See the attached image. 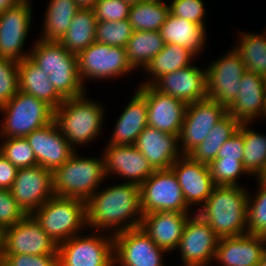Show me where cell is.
Returning <instances> with one entry per match:
<instances>
[{"mask_svg": "<svg viewBox=\"0 0 266 266\" xmlns=\"http://www.w3.org/2000/svg\"><path fill=\"white\" fill-rule=\"evenodd\" d=\"M18 168L0 154V188L10 189L15 181Z\"/></svg>", "mask_w": 266, "mask_h": 266, "instance_id": "cell-48", "label": "cell"}, {"mask_svg": "<svg viewBox=\"0 0 266 266\" xmlns=\"http://www.w3.org/2000/svg\"><path fill=\"white\" fill-rule=\"evenodd\" d=\"M31 215L40 227L60 244L87 226L86 201L54 195Z\"/></svg>", "mask_w": 266, "mask_h": 266, "instance_id": "cell-6", "label": "cell"}, {"mask_svg": "<svg viewBox=\"0 0 266 266\" xmlns=\"http://www.w3.org/2000/svg\"><path fill=\"white\" fill-rule=\"evenodd\" d=\"M114 264L121 266H165L162 253L143 228L137 227L113 235Z\"/></svg>", "mask_w": 266, "mask_h": 266, "instance_id": "cell-13", "label": "cell"}, {"mask_svg": "<svg viewBox=\"0 0 266 266\" xmlns=\"http://www.w3.org/2000/svg\"><path fill=\"white\" fill-rule=\"evenodd\" d=\"M26 215L11 195L10 190L0 188V231L16 224Z\"/></svg>", "mask_w": 266, "mask_h": 266, "instance_id": "cell-43", "label": "cell"}, {"mask_svg": "<svg viewBox=\"0 0 266 266\" xmlns=\"http://www.w3.org/2000/svg\"><path fill=\"white\" fill-rule=\"evenodd\" d=\"M0 154L17 168L37 165L33 149L25 137L3 139Z\"/></svg>", "mask_w": 266, "mask_h": 266, "instance_id": "cell-40", "label": "cell"}, {"mask_svg": "<svg viewBox=\"0 0 266 266\" xmlns=\"http://www.w3.org/2000/svg\"><path fill=\"white\" fill-rule=\"evenodd\" d=\"M116 122L108 145H134L138 135L148 126L146 98L138 90Z\"/></svg>", "mask_w": 266, "mask_h": 266, "instance_id": "cell-27", "label": "cell"}, {"mask_svg": "<svg viewBox=\"0 0 266 266\" xmlns=\"http://www.w3.org/2000/svg\"><path fill=\"white\" fill-rule=\"evenodd\" d=\"M79 76L84 83L91 79L115 78L134 70L126 54L125 47L109 46L94 42L77 54Z\"/></svg>", "mask_w": 266, "mask_h": 266, "instance_id": "cell-10", "label": "cell"}, {"mask_svg": "<svg viewBox=\"0 0 266 266\" xmlns=\"http://www.w3.org/2000/svg\"><path fill=\"white\" fill-rule=\"evenodd\" d=\"M143 214L159 211L189 213L181 186L171 168L155 170L140 185Z\"/></svg>", "mask_w": 266, "mask_h": 266, "instance_id": "cell-9", "label": "cell"}, {"mask_svg": "<svg viewBox=\"0 0 266 266\" xmlns=\"http://www.w3.org/2000/svg\"><path fill=\"white\" fill-rule=\"evenodd\" d=\"M97 0H75L80 8H93Z\"/></svg>", "mask_w": 266, "mask_h": 266, "instance_id": "cell-50", "label": "cell"}, {"mask_svg": "<svg viewBox=\"0 0 266 266\" xmlns=\"http://www.w3.org/2000/svg\"><path fill=\"white\" fill-rule=\"evenodd\" d=\"M86 213L88 227L98 232L105 229L110 232L111 229L115 230L112 233L115 235L140 227L143 217L140 185L124 182L95 192L86 201Z\"/></svg>", "mask_w": 266, "mask_h": 266, "instance_id": "cell-1", "label": "cell"}, {"mask_svg": "<svg viewBox=\"0 0 266 266\" xmlns=\"http://www.w3.org/2000/svg\"><path fill=\"white\" fill-rule=\"evenodd\" d=\"M109 235H75L58 244V266H115L113 234Z\"/></svg>", "mask_w": 266, "mask_h": 266, "instance_id": "cell-8", "label": "cell"}, {"mask_svg": "<svg viewBox=\"0 0 266 266\" xmlns=\"http://www.w3.org/2000/svg\"><path fill=\"white\" fill-rule=\"evenodd\" d=\"M243 152V123H241L238 131L232 135L219 149L216 159H236L243 161Z\"/></svg>", "mask_w": 266, "mask_h": 266, "instance_id": "cell-47", "label": "cell"}, {"mask_svg": "<svg viewBox=\"0 0 266 266\" xmlns=\"http://www.w3.org/2000/svg\"><path fill=\"white\" fill-rule=\"evenodd\" d=\"M240 124L234 116L227 113L215 124L203 142L188 155L199 163L209 165L216 159L222 145L238 131Z\"/></svg>", "mask_w": 266, "mask_h": 266, "instance_id": "cell-31", "label": "cell"}, {"mask_svg": "<svg viewBox=\"0 0 266 266\" xmlns=\"http://www.w3.org/2000/svg\"><path fill=\"white\" fill-rule=\"evenodd\" d=\"M23 0L16 7L0 13V57L17 62L29 57L22 51L30 29L32 7Z\"/></svg>", "mask_w": 266, "mask_h": 266, "instance_id": "cell-17", "label": "cell"}, {"mask_svg": "<svg viewBox=\"0 0 266 266\" xmlns=\"http://www.w3.org/2000/svg\"><path fill=\"white\" fill-rule=\"evenodd\" d=\"M19 90L43 100L54 110L64 101L56 92L49 76L29 57L18 63Z\"/></svg>", "mask_w": 266, "mask_h": 266, "instance_id": "cell-28", "label": "cell"}, {"mask_svg": "<svg viewBox=\"0 0 266 266\" xmlns=\"http://www.w3.org/2000/svg\"><path fill=\"white\" fill-rule=\"evenodd\" d=\"M251 123H243V165L248 174L256 176L266 164V136L248 128Z\"/></svg>", "mask_w": 266, "mask_h": 266, "instance_id": "cell-37", "label": "cell"}, {"mask_svg": "<svg viewBox=\"0 0 266 266\" xmlns=\"http://www.w3.org/2000/svg\"><path fill=\"white\" fill-rule=\"evenodd\" d=\"M239 45L233 49L239 54L248 71L266 78V32L263 35L242 33Z\"/></svg>", "mask_w": 266, "mask_h": 266, "instance_id": "cell-36", "label": "cell"}, {"mask_svg": "<svg viewBox=\"0 0 266 266\" xmlns=\"http://www.w3.org/2000/svg\"><path fill=\"white\" fill-rule=\"evenodd\" d=\"M0 266H58V254H2Z\"/></svg>", "mask_w": 266, "mask_h": 266, "instance_id": "cell-46", "label": "cell"}, {"mask_svg": "<svg viewBox=\"0 0 266 266\" xmlns=\"http://www.w3.org/2000/svg\"><path fill=\"white\" fill-rule=\"evenodd\" d=\"M246 71L239 54L231 49L206 68L207 98L227 107L236 98Z\"/></svg>", "mask_w": 266, "mask_h": 266, "instance_id": "cell-14", "label": "cell"}, {"mask_svg": "<svg viewBox=\"0 0 266 266\" xmlns=\"http://www.w3.org/2000/svg\"><path fill=\"white\" fill-rule=\"evenodd\" d=\"M164 46L159 31H133L125 47L127 59L133 69L145 68Z\"/></svg>", "mask_w": 266, "mask_h": 266, "instance_id": "cell-32", "label": "cell"}, {"mask_svg": "<svg viewBox=\"0 0 266 266\" xmlns=\"http://www.w3.org/2000/svg\"><path fill=\"white\" fill-rule=\"evenodd\" d=\"M152 86L186 104L194 103L207 98L206 70L191 64L160 76Z\"/></svg>", "mask_w": 266, "mask_h": 266, "instance_id": "cell-21", "label": "cell"}, {"mask_svg": "<svg viewBox=\"0 0 266 266\" xmlns=\"http://www.w3.org/2000/svg\"><path fill=\"white\" fill-rule=\"evenodd\" d=\"M258 187L255 198L248 195L247 233L266 237V184L259 183Z\"/></svg>", "mask_w": 266, "mask_h": 266, "instance_id": "cell-39", "label": "cell"}, {"mask_svg": "<svg viewBox=\"0 0 266 266\" xmlns=\"http://www.w3.org/2000/svg\"><path fill=\"white\" fill-rule=\"evenodd\" d=\"M25 138L33 149L37 164L51 171L62 166L75 152L55 121Z\"/></svg>", "mask_w": 266, "mask_h": 266, "instance_id": "cell-20", "label": "cell"}, {"mask_svg": "<svg viewBox=\"0 0 266 266\" xmlns=\"http://www.w3.org/2000/svg\"><path fill=\"white\" fill-rule=\"evenodd\" d=\"M97 20L92 8H80L58 41L67 51L78 54L96 41Z\"/></svg>", "mask_w": 266, "mask_h": 266, "instance_id": "cell-30", "label": "cell"}, {"mask_svg": "<svg viewBox=\"0 0 266 266\" xmlns=\"http://www.w3.org/2000/svg\"><path fill=\"white\" fill-rule=\"evenodd\" d=\"M258 183H264L266 184V164L263 166L261 172L257 175Z\"/></svg>", "mask_w": 266, "mask_h": 266, "instance_id": "cell-51", "label": "cell"}, {"mask_svg": "<svg viewBox=\"0 0 266 266\" xmlns=\"http://www.w3.org/2000/svg\"><path fill=\"white\" fill-rule=\"evenodd\" d=\"M107 149V150H106ZM104 150L105 176L116 173L141 185L155 170L134 145H108Z\"/></svg>", "mask_w": 266, "mask_h": 266, "instance_id": "cell-22", "label": "cell"}, {"mask_svg": "<svg viewBox=\"0 0 266 266\" xmlns=\"http://www.w3.org/2000/svg\"><path fill=\"white\" fill-rule=\"evenodd\" d=\"M23 0H0V13L16 7Z\"/></svg>", "mask_w": 266, "mask_h": 266, "instance_id": "cell-49", "label": "cell"}, {"mask_svg": "<svg viewBox=\"0 0 266 266\" xmlns=\"http://www.w3.org/2000/svg\"><path fill=\"white\" fill-rule=\"evenodd\" d=\"M26 214H31L53 197V171L34 165L18 168L15 181L9 189Z\"/></svg>", "mask_w": 266, "mask_h": 266, "instance_id": "cell-15", "label": "cell"}, {"mask_svg": "<svg viewBox=\"0 0 266 266\" xmlns=\"http://www.w3.org/2000/svg\"><path fill=\"white\" fill-rule=\"evenodd\" d=\"M29 58L49 76L56 92L65 100L85 93L77 63V54L67 51L58 41L37 39Z\"/></svg>", "mask_w": 266, "mask_h": 266, "instance_id": "cell-3", "label": "cell"}, {"mask_svg": "<svg viewBox=\"0 0 266 266\" xmlns=\"http://www.w3.org/2000/svg\"><path fill=\"white\" fill-rule=\"evenodd\" d=\"M105 177L104 158H82L74 152L53 171V191L57 196L87 201Z\"/></svg>", "mask_w": 266, "mask_h": 266, "instance_id": "cell-5", "label": "cell"}, {"mask_svg": "<svg viewBox=\"0 0 266 266\" xmlns=\"http://www.w3.org/2000/svg\"><path fill=\"white\" fill-rule=\"evenodd\" d=\"M194 215L186 221L177 248L181 252L184 266H207L214 261L220 238L207 222L199 215Z\"/></svg>", "mask_w": 266, "mask_h": 266, "instance_id": "cell-16", "label": "cell"}, {"mask_svg": "<svg viewBox=\"0 0 266 266\" xmlns=\"http://www.w3.org/2000/svg\"><path fill=\"white\" fill-rule=\"evenodd\" d=\"M196 56L192 51L176 44H165L164 48L144 68L153 78L143 85L153 84L160 76L188 67Z\"/></svg>", "mask_w": 266, "mask_h": 266, "instance_id": "cell-33", "label": "cell"}, {"mask_svg": "<svg viewBox=\"0 0 266 266\" xmlns=\"http://www.w3.org/2000/svg\"><path fill=\"white\" fill-rule=\"evenodd\" d=\"M138 91L146 98L148 126L167 134L179 135L187 104L158 91L151 84H141Z\"/></svg>", "mask_w": 266, "mask_h": 266, "instance_id": "cell-18", "label": "cell"}, {"mask_svg": "<svg viewBox=\"0 0 266 266\" xmlns=\"http://www.w3.org/2000/svg\"><path fill=\"white\" fill-rule=\"evenodd\" d=\"M203 3V0H173L170 2L169 12L204 27L206 12Z\"/></svg>", "mask_w": 266, "mask_h": 266, "instance_id": "cell-44", "label": "cell"}, {"mask_svg": "<svg viewBox=\"0 0 266 266\" xmlns=\"http://www.w3.org/2000/svg\"><path fill=\"white\" fill-rule=\"evenodd\" d=\"M85 94L65 99L54 110V121L72 147L95 139L104 121L100 103L86 99Z\"/></svg>", "mask_w": 266, "mask_h": 266, "instance_id": "cell-4", "label": "cell"}, {"mask_svg": "<svg viewBox=\"0 0 266 266\" xmlns=\"http://www.w3.org/2000/svg\"><path fill=\"white\" fill-rule=\"evenodd\" d=\"M264 115L266 116V93H265L264 109H263V112H262V116L261 117H263Z\"/></svg>", "mask_w": 266, "mask_h": 266, "instance_id": "cell-55", "label": "cell"}, {"mask_svg": "<svg viewBox=\"0 0 266 266\" xmlns=\"http://www.w3.org/2000/svg\"><path fill=\"white\" fill-rule=\"evenodd\" d=\"M189 217L188 213L180 212L146 213L143 214L141 227L158 247L170 252L177 249Z\"/></svg>", "mask_w": 266, "mask_h": 266, "instance_id": "cell-26", "label": "cell"}, {"mask_svg": "<svg viewBox=\"0 0 266 266\" xmlns=\"http://www.w3.org/2000/svg\"><path fill=\"white\" fill-rule=\"evenodd\" d=\"M205 30V27L169 12L159 32L165 44L171 43L185 47L197 55L204 47Z\"/></svg>", "mask_w": 266, "mask_h": 266, "instance_id": "cell-29", "label": "cell"}, {"mask_svg": "<svg viewBox=\"0 0 266 266\" xmlns=\"http://www.w3.org/2000/svg\"><path fill=\"white\" fill-rule=\"evenodd\" d=\"M2 254H58V244L27 214L2 231Z\"/></svg>", "mask_w": 266, "mask_h": 266, "instance_id": "cell-11", "label": "cell"}, {"mask_svg": "<svg viewBox=\"0 0 266 266\" xmlns=\"http://www.w3.org/2000/svg\"><path fill=\"white\" fill-rule=\"evenodd\" d=\"M79 9L80 7L75 3V0H50L40 39L59 41L66 33Z\"/></svg>", "mask_w": 266, "mask_h": 266, "instance_id": "cell-34", "label": "cell"}, {"mask_svg": "<svg viewBox=\"0 0 266 266\" xmlns=\"http://www.w3.org/2000/svg\"><path fill=\"white\" fill-rule=\"evenodd\" d=\"M170 168L181 186L187 205L202 206L215 187L209 166L193 160L189 155H182Z\"/></svg>", "mask_w": 266, "mask_h": 266, "instance_id": "cell-19", "label": "cell"}, {"mask_svg": "<svg viewBox=\"0 0 266 266\" xmlns=\"http://www.w3.org/2000/svg\"><path fill=\"white\" fill-rule=\"evenodd\" d=\"M122 1L128 3L131 6V5H135V4L141 3L144 0H122Z\"/></svg>", "mask_w": 266, "mask_h": 266, "instance_id": "cell-53", "label": "cell"}, {"mask_svg": "<svg viewBox=\"0 0 266 266\" xmlns=\"http://www.w3.org/2000/svg\"><path fill=\"white\" fill-rule=\"evenodd\" d=\"M227 113L225 105L208 98L187 104L179 134L182 155H188L201 144L215 124Z\"/></svg>", "mask_w": 266, "mask_h": 266, "instance_id": "cell-12", "label": "cell"}, {"mask_svg": "<svg viewBox=\"0 0 266 266\" xmlns=\"http://www.w3.org/2000/svg\"><path fill=\"white\" fill-rule=\"evenodd\" d=\"M130 5L122 0H97L92 8L97 21L128 19Z\"/></svg>", "mask_w": 266, "mask_h": 266, "instance_id": "cell-45", "label": "cell"}, {"mask_svg": "<svg viewBox=\"0 0 266 266\" xmlns=\"http://www.w3.org/2000/svg\"><path fill=\"white\" fill-rule=\"evenodd\" d=\"M240 185L215 186L199 215L219 238L247 233L248 192Z\"/></svg>", "mask_w": 266, "mask_h": 266, "instance_id": "cell-2", "label": "cell"}, {"mask_svg": "<svg viewBox=\"0 0 266 266\" xmlns=\"http://www.w3.org/2000/svg\"><path fill=\"white\" fill-rule=\"evenodd\" d=\"M133 29L128 21H97L96 42L109 46L126 47Z\"/></svg>", "mask_w": 266, "mask_h": 266, "instance_id": "cell-38", "label": "cell"}, {"mask_svg": "<svg viewBox=\"0 0 266 266\" xmlns=\"http://www.w3.org/2000/svg\"><path fill=\"white\" fill-rule=\"evenodd\" d=\"M179 135L167 134L146 126L134 146L145 156L154 170L169 169L182 156ZM181 154V155H180Z\"/></svg>", "mask_w": 266, "mask_h": 266, "instance_id": "cell-24", "label": "cell"}, {"mask_svg": "<svg viewBox=\"0 0 266 266\" xmlns=\"http://www.w3.org/2000/svg\"><path fill=\"white\" fill-rule=\"evenodd\" d=\"M266 250V237L244 234L220 238L215 261L223 266H257Z\"/></svg>", "mask_w": 266, "mask_h": 266, "instance_id": "cell-23", "label": "cell"}, {"mask_svg": "<svg viewBox=\"0 0 266 266\" xmlns=\"http://www.w3.org/2000/svg\"><path fill=\"white\" fill-rule=\"evenodd\" d=\"M257 266H266V250L263 253L261 261L259 262V264Z\"/></svg>", "mask_w": 266, "mask_h": 266, "instance_id": "cell-52", "label": "cell"}, {"mask_svg": "<svg viewBox=\"0 0 266 266\" xmlns=\"http://www.w3.org/2000/svg\"><path fill=\"white\" fill-rule=\"evenodd\" d=\"M168 14L169 5L163 0H144L130 6L128 21L133 31H160Z\"/></svg>", "mask_w": 266, "mask_h": 266, "instance_id": "cell-35", "label": "cell"}, {"mask_svg": "<svg viewBox=\"0 0 266 266\" xmlns=\"http://www.w3.org/2000/svg\"><path fill=\"white\" fill-rule=\"evenodd\" d=\"M215 186H236L241 174H248L243 161L236 159H215L209 165Z\"/></svg>", "mask_w": 266, "mask_h": 266, "instance_id": "cell-41", "label": "cell"}, {"mask_svg": "<svg viewBox=\"0 0 266 266\" xmlns=\"http://www.w3.org/2000/svg\"><path fill=\"white\" fill-rule=\"evenodd\" d=\"M2 259V232L0 231V265Z\"/></svg>", "mask_w": 266, "mask_h": 266, "instance_id": "cell-54", "label": "cell"}, {"mask_svg": "<svg viewBox=\"0 0 266 266\" xmlns=\"http://www.w3.org/2000/svg\"><path fill=\"white\" fill-rule=\"evenodd\" d=\"M0 111L5 113L0 129L5 138L26 137L54 121V109L50 105L20 90Z\"/></svg>", "mask_w": 266, "mask_h": 266, "instance_id": "cell-7", "label": "cell"}, {"mask_svg": "<svg viewBox=\"0 0 266 266\" xmlns=\"http://www.w3.org/2000/svg\"><path fill=\"white\" fill-rule=\"evenodd\" d=\"M240 85L239 92L227 106V111L240 123H251L254 118L262 115L266 78L247 70L240 80Z\"/></svg>", "mask_w": 266, "mask_h": 266, "instance_id": "cell-25", "label": "cell"}, {"mask_svg": "<svg viewBox=\"0 0 266 266\" xmlns=\"http://www.w3.org/2000/svg\"><path fill=\"white\" fill-rule=\"evenodd\" d=\"M18 63L0 57V107L19 92Z\"/></svg>", "mask_w": 266, "mask_h": 266, "instance_id": "cell-42", "label": "cell"}]
</instances>
